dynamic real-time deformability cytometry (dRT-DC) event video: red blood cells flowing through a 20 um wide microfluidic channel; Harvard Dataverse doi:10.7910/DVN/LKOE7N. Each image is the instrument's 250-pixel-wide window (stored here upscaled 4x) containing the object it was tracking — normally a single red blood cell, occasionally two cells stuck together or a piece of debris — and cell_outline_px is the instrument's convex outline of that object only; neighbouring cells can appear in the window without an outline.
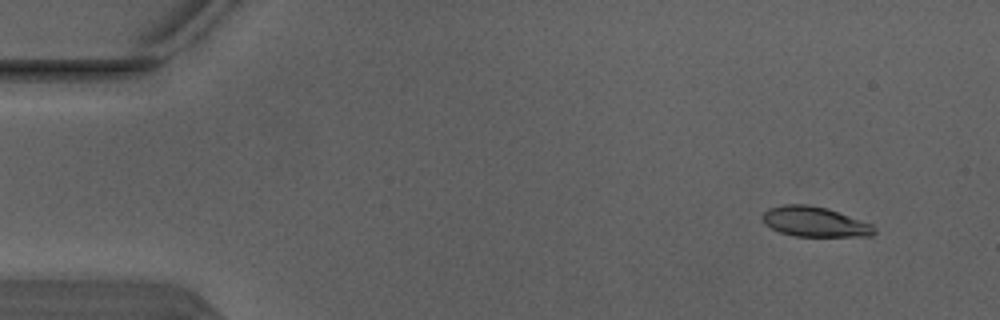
{"species": "Egyptian fruit bat (a non-hibernating species)", "species_latin": "Rousettus aegyptiacus", "temperature_condition": "warm", "stored_images_in_passage": 5, "camera_frame_rate_fps": 3000, "um_per_image_px": 0.085, "animal": {"sex": "male"}, "frame": {"image": 1, "passage_image": 1, "time_ms": 0.0, "image_size_px": [1000, 320], "cell_outline_px": [[876, 232], [872, 236], [796, 236], [780, 232], [764, 224], [764, 212], [768, 208], [784, 204], [808, 204], [828, 208], [872, 224], [876, 228]], "centroid_in_image_um": [69.28, 18.84], "position_along_channel_um": 15.7, "area_um2": 19.54}}
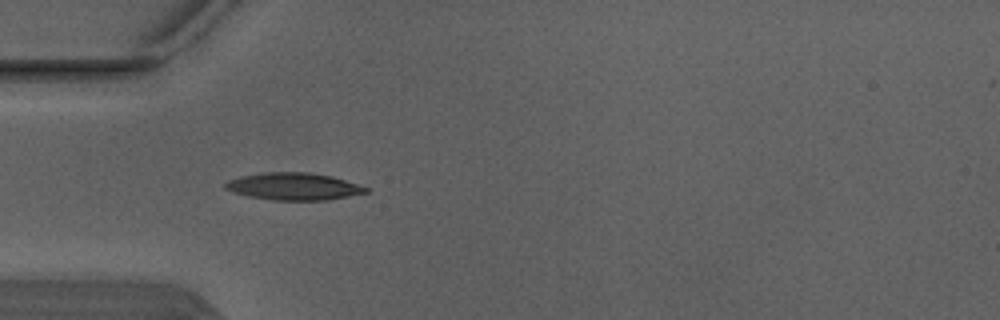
{"frame": {"image": 2, "passage_image": 4, "time_ms": 1.0, "image_size_px": [1000, 320], "cell_outline_px": [[368, 192], [328, 200], [272, 200], [248, 196], [232, 192], [224, 188], [224, 184], [228, 180], [240, 176], [264, 172], [308, 172], [332, 176], [368, 188]], "centroid_in_image_um": [24.91, 15.84], "position_along_channel_um": 60.1, "area_um2": 22.25}}
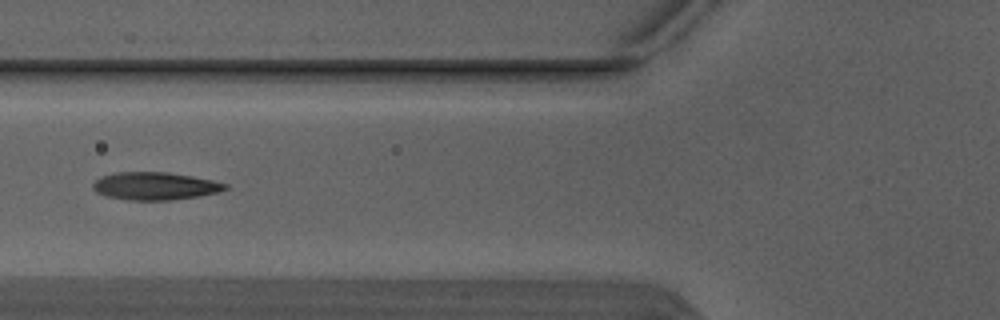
{"frame": {"image": 3, "passage_image": 5, "time_ms": 1.333, "image_size_px": [1000, 320], "cell_outline_px": [[228, 188], [220, 192], [200, 196], [172, 200], [124, 200], [104, 196], [96, 192], [92, 188], [92, 184], [96, 180], [104, 176], [116, 172], [168, 172], [192, 176], [212, 180], [228, 184]], "centroid_in_image_um": [13.18, 15.82], "position_along_channel_um": 112.6, "area_um2": 21.56}}